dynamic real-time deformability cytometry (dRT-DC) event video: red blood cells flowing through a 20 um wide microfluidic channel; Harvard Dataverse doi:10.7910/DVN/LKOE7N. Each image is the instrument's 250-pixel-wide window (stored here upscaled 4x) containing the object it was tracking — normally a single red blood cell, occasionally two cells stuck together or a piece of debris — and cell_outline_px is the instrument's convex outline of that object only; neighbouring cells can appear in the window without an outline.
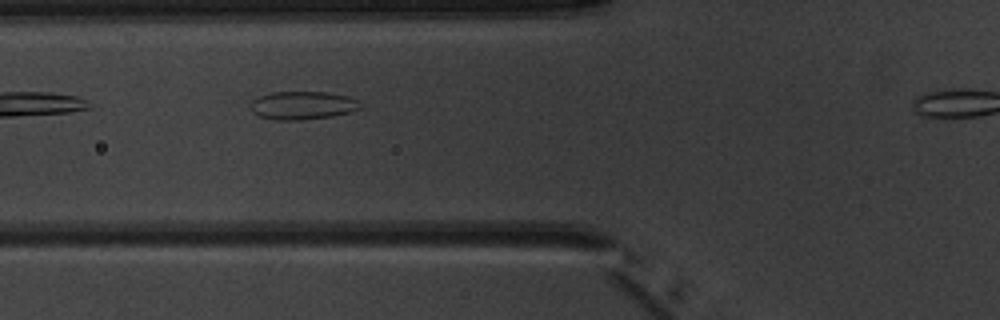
{"species": "common noctule bat (a hibernating species)", "species_latin": "Nyctalus noctula", "temperature_condition": "warm", "stored_images_in_passage": 7, "camera_frame_rate_fps": 3000, "um_per_image_px": 0.085, "animal": {"sex": "male", "body_mass_g": 20.1, "forearm_length_mm": 53.5}, "frame": {"image": 1, "passage_image": 6, "time_ms": 6.0, "image_size_px": [1000, 320], "cell_outline_px": [[364, 108], [352, 112], [332, 116], [300, 120], [276, 120], [260, 116], [252, 112], [248, 104], [252, 100], [260, 96], [272, 92], [324, 92], [348, 96], [360, 100]], "centroid_in_image_um": [25.76, 8.96], "position_along_channel_um": 100.0, "area_um2": 18.32}}